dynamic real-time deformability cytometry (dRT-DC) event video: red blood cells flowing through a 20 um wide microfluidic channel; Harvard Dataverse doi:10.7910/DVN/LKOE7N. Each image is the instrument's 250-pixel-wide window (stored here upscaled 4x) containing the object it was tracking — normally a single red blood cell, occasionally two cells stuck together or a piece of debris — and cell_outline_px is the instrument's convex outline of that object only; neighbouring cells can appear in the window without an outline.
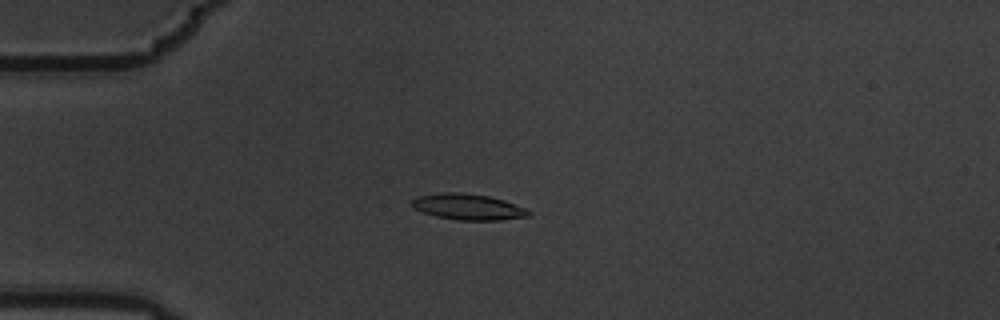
{"species": "common noctule bat (a hibernating species)", "species_latin": "Nyctalus noctula", "temperature_condition": "warm", "stored_images_in_passage": 9, "camera_frame_rate_fps": 3000, "um_per_image_px": 0.085, "animal": {"sex": "male", "body_mass_g": 19.5, "forearm_length_mm": 54.6}, "frame": {"image": 1, "passage_image": 4, "time_ms": 1.0, "image_size_px": [1000, 320], "cell_outline_px": [[532, 212], [528, 216], [500, 220], [456, 220], [436, 216], [412, 208], [412, 200], [416, 196], [440, 192], [464, 192], [488, 196], [504, 200], [524, 208]], "centroid_in_image_um": [39.75, 17.57], "position_along_channel_um": 45.3, "area_um2": 17.69}}
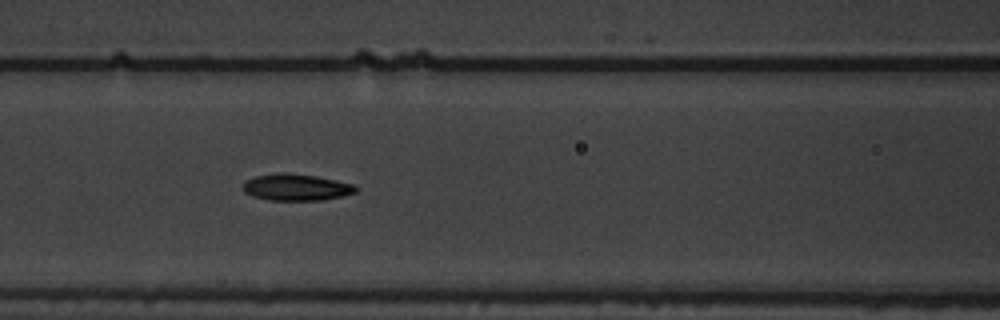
{"frame": {"image": 2, "passage_image": 7, "time_ms": 2.0, "image_size_px": [1000, 320], "cell_outline_px": [[360, 188], [356, 192], [344, 196], [320, 200], [268, 200], [252, 196], [244, 192], [244, 184], [248, 180], [256, 176], [276, 172], [284, 172], [316, 176], [336, 180], [352, 184]], "centroid_in_image_um": [25.21, 15.92], "position_along_channel_um": 141.4, "area_um2": 17.51}}
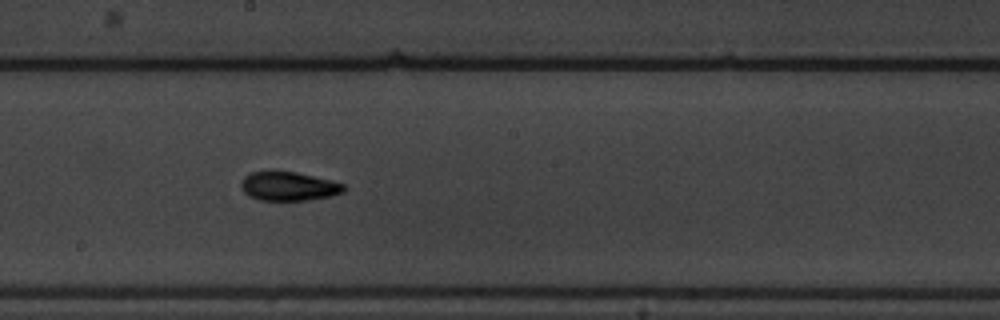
{"frame": {"image": 3, "passage_image": 9, "time_ms": 2.667, "image_size_px": [1000, 320], "cell_outline_px": [[344, 192], [332, 196], [308, 200], [260, 200], [248, 196], [244, 192], [240, 184], [240, 180], [244, 176], [252, 172], [272, 168], [296, 172], [344, 184]], "centroid_in_image_um": [24.46, 15.8], "position_along_channel_um": 223.7, "area_um2": 17.74}}